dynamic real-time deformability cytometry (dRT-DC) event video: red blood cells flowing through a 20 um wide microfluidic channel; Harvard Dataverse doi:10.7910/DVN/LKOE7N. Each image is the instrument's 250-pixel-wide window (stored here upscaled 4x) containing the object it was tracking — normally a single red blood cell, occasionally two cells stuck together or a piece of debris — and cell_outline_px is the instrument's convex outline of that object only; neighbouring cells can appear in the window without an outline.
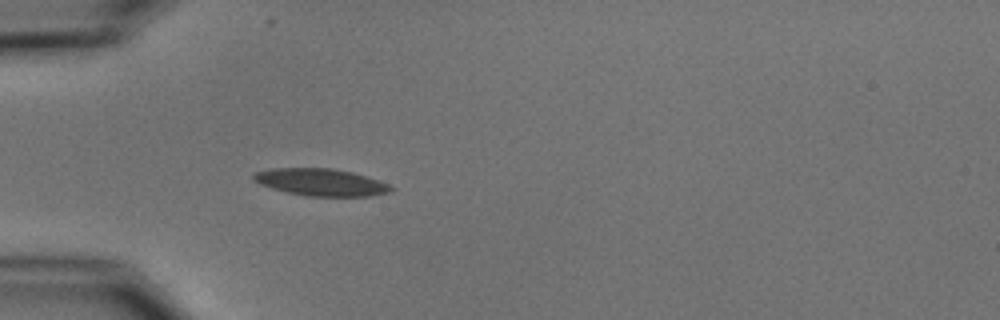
{"species": "common noctule bat (a hibernating species)", "species_latin": "Nyctalus noctula", "temperature_condition": "cold", "stored_images_in_passage": 15, "camera_frame_rate_fps": 3000, "um_per_image_px": 0.085, "animal": {"sex": "male", "body_mass_g": 15.6}, "frame": {"image": 1, "passage_image": 8, "time_ms": 2.333, "image_size_px": [1000, 320], "cell_outline_px": [[392, 192], [368, 196], [308, 196], [288, 192], [272, 188], [260, 184], [252, 180], [252, 176], [256, 172], [272, 168], [332, 168], [352, 172], [388, 184], [392, 188]], "centroid_in_image_um": [27.24, 15.49], "position_along_channel_um": 57.8, "area_um2": 21.5}}